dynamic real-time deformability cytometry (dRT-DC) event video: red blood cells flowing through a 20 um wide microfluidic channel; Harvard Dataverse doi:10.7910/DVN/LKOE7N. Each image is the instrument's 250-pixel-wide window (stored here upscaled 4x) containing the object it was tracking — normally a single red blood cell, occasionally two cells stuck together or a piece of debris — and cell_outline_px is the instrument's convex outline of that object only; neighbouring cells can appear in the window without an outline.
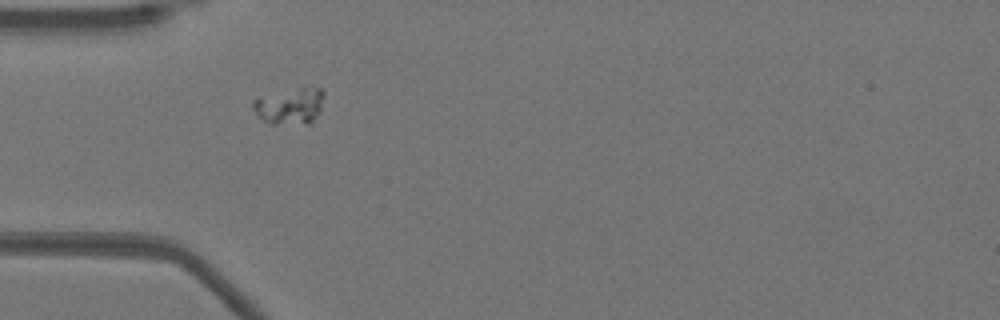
{"species": "Egyptian fruit bat (a non-hibernating species)", "species_latin": "Rousettus aegyptiacus", "temperature_condition": "warm", "stored_images_in_passage": 37, "camera_frame_rate_fps": 3000, "um_per_image_px": 0.085, "animal": {"sex": "female"}, "frame": {"image": 1, "passage_image": 1, "time_ms": 0.0, "image_size_px": [1000, 320], "cell_outline_px": [[324, 96], [320, 112], [312, 124], [272, 124], [264, 120], [252, 108], [252, 100], [260, 96], [300, 88], [324, 88]], "centroid_in_image_um": [24.68, 9.03], "position_along_channel_um": 60.3, "area_um2": 15.09}}
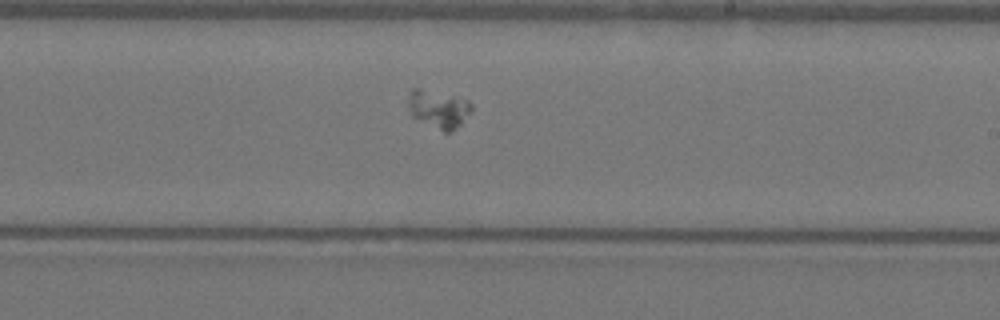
{"frame": {"image": 2, "passage_image": 16, "time_ms": 5.0, "image_size_px": [1000, 320], "cell_outline_px": [[472, 112], [452, 132], [444, 132], [412, 116], [408, 108], [408, 96], [412, 88], [420, 88], [468, 100], [472, 104]], "centroid_in_image_um": [37.27, 9.26], "position_along_channel_um": 251.7, "area_um2": 13.87}}
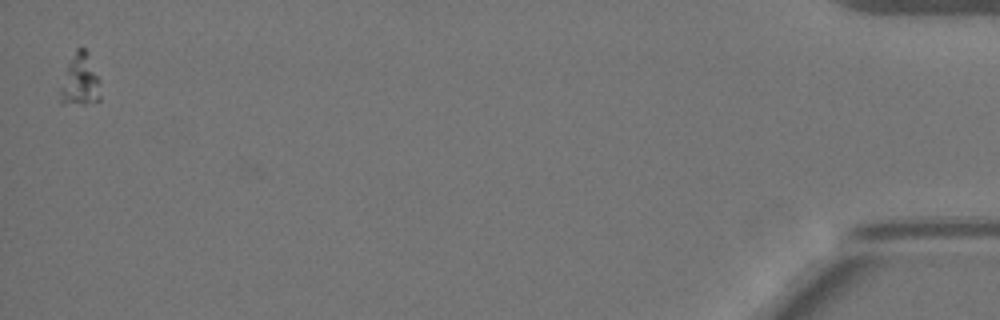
{"frame": {"image": 3, "passage_image": 37, "time_ms": 12.0, "image_size_px": [1000, 320], "cell_outline_px": [[100, 100], [84, 104], [60, 104], [60, 88], [68, 64], [76, 48], [84, 48], [88, 52], [100, 80]], "centroid_in_image_um": [6.82, 6.83], "position_along_channel_um": 428.4, "area_um2": 12.25}}